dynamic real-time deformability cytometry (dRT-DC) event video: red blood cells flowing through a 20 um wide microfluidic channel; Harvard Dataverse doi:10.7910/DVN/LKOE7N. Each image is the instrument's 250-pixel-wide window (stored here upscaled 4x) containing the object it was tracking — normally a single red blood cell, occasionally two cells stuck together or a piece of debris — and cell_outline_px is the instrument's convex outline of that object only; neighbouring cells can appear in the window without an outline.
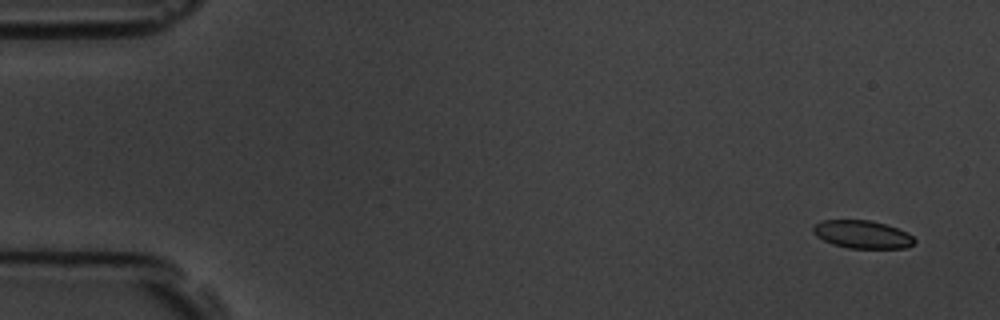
{"species": "common noctule bat (a hibernating species)", "species_latin": "Nyctalus noctula", "temperature_condition": "room temperature", "stored_images_in_passage": 5, "camera_frame_rate_fps": 3000, "um_per_image_px": 0.085, "animal": {"sex": "male", "body_mass_g": 19.5, "forearm_length_mm": 54.6}, "frame": {"image": 1, "passage_image": 1, "time_ms": 0.0, "image_size_px": [1000, 320], "cell_outline_px": [[916, 240], [908, 248], [848, 248], [832, 244], [816, 236], [812, 232], [812, 228], [820, 220], [872, 220], [908, 232]], "centroid_in_image_um": [73.29, 19.92], "position_along_channel_um": 11.7, "area_um2": 16.53}}
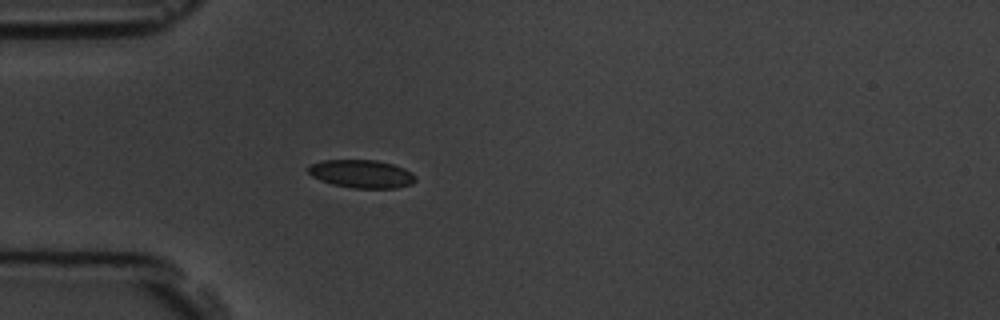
{"frame": {"image": 2, "passage_image": 5, "time_ms": 4.333, "image_size_px": [1000, 320], "cell_outline_px": [[416, 180], [412, 184], [396, 188], [352, 188], [332, 184], [320, 180], [312, 176], [308, 172], [308, 168], [312, 164], [320, 160], [376, 160], [392, 164], [404, 168], [412, 172], [416, 176]], "centroid_in_image_um": [30.75, 14.78], "position_along_channel_um": 54.2, "area_um2": 17.63}}